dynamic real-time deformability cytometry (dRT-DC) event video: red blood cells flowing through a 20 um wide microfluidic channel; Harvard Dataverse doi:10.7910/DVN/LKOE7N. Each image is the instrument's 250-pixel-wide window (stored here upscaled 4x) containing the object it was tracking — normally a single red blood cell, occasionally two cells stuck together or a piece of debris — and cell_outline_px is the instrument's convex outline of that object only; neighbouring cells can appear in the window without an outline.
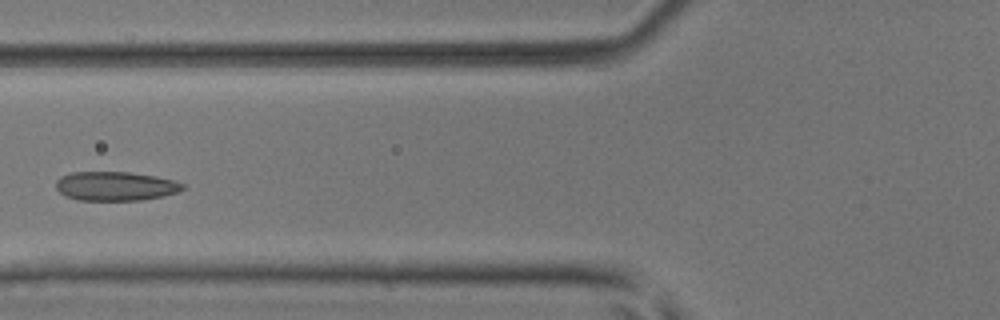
{"species": "common noctule bat (a hibernating species)", "species_latin": "Nyctalus noctula", "temperature_condition": "room temperature", "stored_images_in_passage": 5, "camera_frame_rate_fps": 3000, "um_per_image_px": 0.085, "animal": {"sex": "male", "body_mass_g": 17.9, "forearm_length_mm": 54.2}, "frame": {"image": 1, "passage_image": 4, "time_ms": 1.0, "image_size_px": [1000, 320], "cell_outline_px": [[188, 188], [164, 196], [140, 200], [76, 200], [64, 196], [56, 188], [56, 180], [60, 176], [72, 172], [128, 172], [156, 176], [172, 180], [184, 184]], "centroid_in_image_um": [9.8, 15.82], "position_along_channel_um": 116.0, "area_um2": 21.62}}
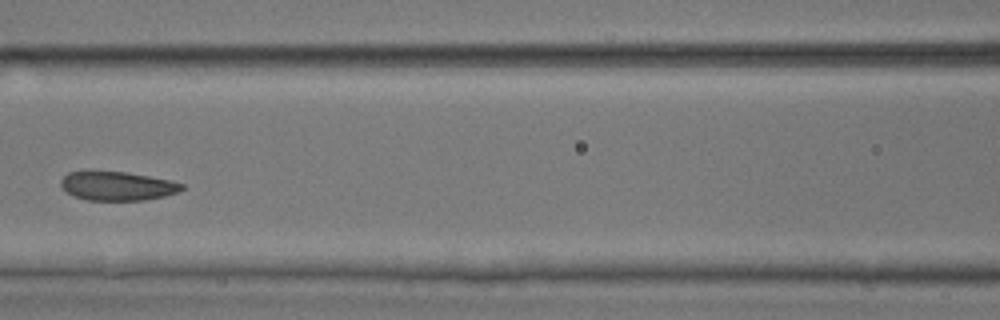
{"frame": {"image": 2, "passage_image": 5, "time_ms": 1.333, "image_size_px": [1000, 320], "cell_outline_px": [[184, 188], [180, 192], [164, 196], [144, 200], [88, 200], [76, 196], [68, 192], [60, 184], [60, 180], [68, 172], [128, 172], [168, 180], [184, 184]], "centroid_in_image_um": [10.01, 15.81], "position_along_channel_um": 156.6, "area_um2": 20.06}}